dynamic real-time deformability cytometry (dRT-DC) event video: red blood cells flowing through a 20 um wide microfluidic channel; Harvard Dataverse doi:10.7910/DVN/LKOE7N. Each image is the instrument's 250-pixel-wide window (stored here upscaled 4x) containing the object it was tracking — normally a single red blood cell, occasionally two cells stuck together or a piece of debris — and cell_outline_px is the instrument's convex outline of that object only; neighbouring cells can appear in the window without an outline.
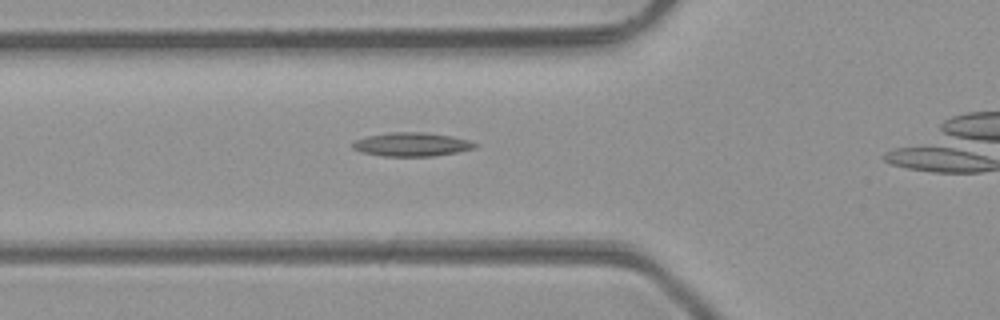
{"species": "common noctule bat (a hibernating species)", "species_latin": "Nyctalus noctula", "temperature_condition": "room temperature", "stored_images_in_passage": 22, "camera_frame_rate_fps": 3000, "um_per_image_px": 0.085, "animal": {"sex": "male", "body_mass_g": 23.1, "forearm_length_mm": 52.7}, "frame": {"image": 1, "passage_image": 12, "time_ms": 3.667, "image_size_px": [1000, 320], "cell_outline_px": [[476, 148], [456, 152], [432, 156], [384, 156], [360, 152], [352, 148], [352, 144], [356, 140], [368, 136], [392, 132], [424, 132], [452, 136], [468, 140], [476, 144]], "centroid_in_image_um": [34.98, 12.27], "position_along_channel_um": 90.8, "area_um2": 16.76}}
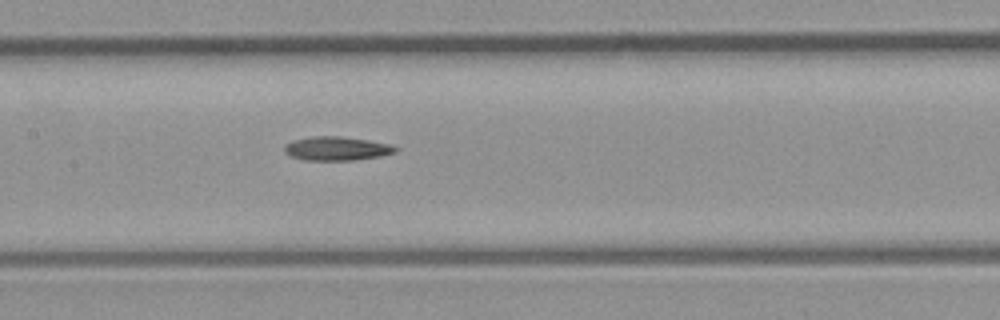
{"frame": {"image": 2, "passage_image": 18, "time_ms": 5.667, "image_size_px": [1000, 320], "cell_outline_px": [[400, 148], [396, 152], [380, 156], [356, 160], [304, 160], [292, 156], [284, 152], [284, 144], [292, 140], [312, 136], [340, 136], [368, 140], [392, 144]], "centroid_in_image_um": [28.63, 12.62], "position_along_channel_um": 178.8, "area_um2": 15.61}}
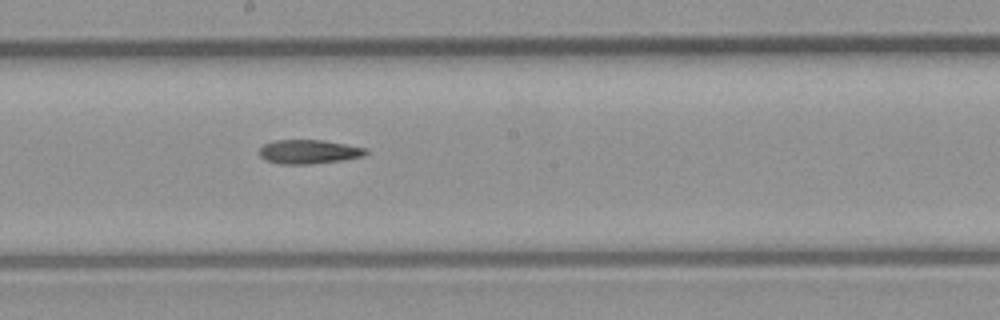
{"frame": {"image": 3, "passage_image": 21, "time_ms": 6.667, "image_size_px": [1000, 320], "cell_outline_px": [[368, 152], [364, 156], [344, 160], [308, 164], [280, 164], [264, 160], [260, 156], [260, 148], [264, 144], [276, 140], [324, 140], [368, 148]], "centroid_in_image_um": [26.27, 12.9], "position_along_channel_um": 221.9, "area_um2": 15.03}}